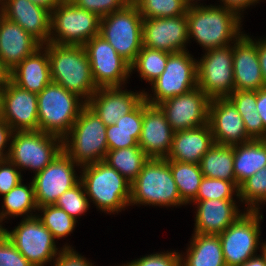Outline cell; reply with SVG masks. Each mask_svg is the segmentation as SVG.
Masks as SVG:
<instances>
[{
    "label": "cell",
    "mask_w": 266,
    "mask_h": 266,
    "mask_svg": "<svg viewBox=\"0 0 266 266\" xmlns=\"http://www.w3.org/2000/svg\"><path fill=\"white\" fill-rule=\"evenodd\" d=\"M185 1V3H186V5L188 6V7H191V6H196L197 4V0L195 1V0H184ZM193 1H195V2H193ZM200 1V0H199ZM195 3V4H194Z\"/></svg>",
    "instance_id": "56"
},
{
    "label": "cell",
    "mask_w": 266,
    "mask_h": 266,
    "mask_svg": "<svg viewBox=\"0 0 266 266\" xmlns=\"http://www.w3.org/2000/svg\"><path fill=\"white\" fill-rule=\"evenodd\" d=\"M143 18L131 1L100 19L99 35L130 65L143 46Z\"/></svg>",
    "instance_id": "7"
},
{
    "label": "cell",
    "mask_w": 266,
    "mask_h": 266,
    "mask_svg": "<svg viewBox=\"0 0 266 266\" xmlns=\"http://www.w3.org/2000/svg\"><path fill=\"white\" fill-rule=\"evenodd\" d=\"M149 157L140 146L108 150L104 162L116 169L130 183L138 176Z\"/></svg>",
    "instance_id": "32"
},
{
    "label": "cell",
    "mask_w": 266,
    "mask_h": 266,
    "mask_svg": "<svg viewBox=\"0 0 266 266\" xmlns=\"http://www.w3.org/2000/svg\"><path fill=\"white\" fill-rule=\"evenodd\" d=\"M54 266H93L85 257L76 253L71 246L64 245L58 257L55 258Z\"/></svg>",
    "instance_id": "47"
},
{
    "label": "cell",
    "mask_w": 266,
    "mask_h": 266,
    "mask_svg": "<svg viewBox=\"0 0 266 266\" xmlns=\"http://www.w3.org/2000/svg\"><path fill=\"white\" fill-rule=\"evenodd\" d=\"M144 93L122 91L121 87H101L92 94L86 105L106 126H111L121 116L131 112L144 99Z\"/></svg>",
    "instance_id": "22"
},
{
    "label": "cell",
    "mask_w": 266,
    "mask_h": 266,
    "mask_svg": "<svg viewBox=\"0 0 266 266\" xmlns=\"http://www.w3.org/2000/svg\"><path fill=\"white\" fill-rule=\"evenodd\" d=\"M256 108L266 128V87L256 90Z\"/></svg>",
    "instance_id": "49"
},
{
    "label": "cell",
    "mask_w": 266,
    "mask_h": 266,
    "mask_svg": "<svg viewBox=\"0 0 266 266\" xmlns=\"http://www.w3.org/2000/svg\"><path fill=\"white\" fill-rule=\"evenodd\" d=\"M95 85L121 87L131 74L130 64L99 34L83 45Z\"/></svg>",
    "instance_id": "14"
},
{
    "label": "cell",
    "mask_w": 266,
    "mask_h": 266,
    "mask_svg": "<svg viewBox=\"0 0 266 266\" xmlns=\"http://www.w3.org/2000/svg\"><path fill=\"white\" fill-rule=\"evenodd\" d=\"M100 19L97 14L76 6L72 1L63 0L51 11L48 43L83 46L99 34Z\"/></svg>",
    "instance_id": "8"
},
{
    "label": "cell",
    "mask_w": 266,
    "mask_h": 266,
    "mask_svg": "<svg viewBox=\"0 0 266 266\" xmlns=\"http://www.w3.org/2000/svg\"><path fill=\"white\" fill-rule=\"evenodd\" d=\"M238 266H266V259L263 254L261 256L256 254Z\"/></svg>",
    "instance_id": "52"
},
{
    "label": "cell",
    "mask_w": 266,
    "mask_h": 266,
    "mask_svg": "<svg viewBox=\"0 0 266 266\" xmlns=\"http://www.w3.org/2000/svg\"><path fill=\"white\" fill-rule=\"evenodd\" d=\"M227 98L241 115L247 134L252 139H266V128L256 108V91L234 90Z\"/></svg>",
    "instance_id": "31"
},
{
    "label": "cell",
    "mask_w": 266,
    "mask_h": 266,
    "mask_svg": "<svg viewBox=\"0 0 266 266\" xmlns=\"http://www.w3.org/2000/svg\"><path fill=\"white\" fill-rule=\"evenodd\" d=\"M239 199L247 210L258 211L259 203L266 202V167L257 171L239 185Z\"/></svg>",
    "instance_id": "38"
},
{
    "label": "cell",
    "mask_w": 266,
    "mask_h": 266,
    "mask_svg": "<svg viewBox=\"0 0 266 266\" xmlns=\"http://www.w3.org/2000/svg\"><path fill=\"white\" fill-rule=\"evenodd\" d=\"M264 167H266V139H252L234 145L233 169L238 186Z\"/></svg>",
    "instance_id": "29"
},
{
    "label": "cell",
    "mask_w": 266,
    "mask_h": 266,
    "mask_svg": "<svg viewBox=\"0 0 266 266\" xmlns=\"http://www.w3.org/2000/svg\"><path fill=\"white\" fill-rule=\"evenodd\" d=\"M43 216H36L41 223L52 233L53 237L60 239L69 235L76 226L77 220L70 217L63 209L55 205H44L38 207Z\"/></svg>",
    "instance_id": "37"
},
{
    "label": "cell",
    "mask_w": 266,
    "mask_h": 266,
    "mask_svg": "<svg viewBox=\"0 0 266 266\" xmlns=\"http://www.w3.org/2000/svg\"><path fill=\"white\" fill-rule=\"evenodd\" d=\"M76 6L97 14L100 18L121 10L131 0H70Z\"/></svg>",
    "instance_id": "42"
},
{
    "label": "cell",
    "mask_w": 266,
    "mask_h": 266,
    "mask_svg": "<svg viewBox=\"0 0 266 266\" xmlns=\"http://www.w3.org/2000/svg\"><path fill=\"white\" fill-rule=\"evenodd\" d=\"M223 2V7H226L228 9H231L238 13L239 15H242L240 12L241 10L244 11L246 7H250V5H253L255 3H259V0H220Z\"/></svg>",
    "instance_id": "50"
},
{
    "label": "cell",
    "mask_w": 266,
    "mask_h": 266,
    "mask_svg": "<svg viewBox=\"0 0 266 266\" xmlns=\"http://www.w3.org/2000/svg\"><path fill=\"white\" fill-rule=\"evenodd\" d=\"M12 135L8 159L18 169L29 168L37 174L63 151V139L55 135L39 130Z\"/></svg>",
    "instance_id": "9"
},
{
    "label": "cell",
    "mask_w": 266,
    "mask_h": 266,
    "mask_svg": "<svg viewBox=\"0 0 266 266\" xmlns=\"http://www.w3.org/2000/svg\"><path fill=\"white\" fill-rule=\"evenodd\" d=\"M208 124L215 144L234 146L252 140L237 108L227 97L210 100Z\"/></svg>",
    "instance_id": "19"
},
{
    "label": "cell",
    "mask_w": 266,
    "mask_h": 266,
    "mask_svg": "<svg viewBox=\"0 0 266 266\" xmlns=\"http://www.w3.org/2000/svg\"><path fill=\"white\" fill-rule=\"evenodd\" d=\"M106 128L107 126L97 114L85 105L71 130L63 138V151L80 168L103 161L109 150Z\"/></svg>",
    "instance_id": "5"
},
{
    "label": "cell",
    "mask_w": 266,
    "mask_h": 266,
    "mask_svg": "<svg viewBox=\"0 0 266 266\" xmlns=\"http://www.w3.org/2000/svg\"><path fill=\"white\" fill-rule=\"evenodd\" d=\"M170 53L142 46L135 61L130 65L131 72L137 69L143 80L152 84L165 70Z\"/></svg>",
    "instance_id": "35"
},
{
    "label": "cell",
    "mask_w": 266,
    "mask_h": 266,
    "mask_svg": "<svg viewBox=\"0 0 266 266\" xmlns=\"http://www.w3.org/2000/svg\"><path fill=\"white\" fill-rule=\"evenodd\" d=\"M143 19L168 18L185 15L188 9L184 0H131Z\"/></svg>",
    "instance_id": "36"
},
{
    "label": "cell",
    "mask_w": 266,
    "mask_h": 266,
    "mask_svg": "<svg viewBox=\"0 0 266 266\" xmlns=\"http://www.w3.org/2000/svg\"><path fill=\"white\" fill-rule=\"evenodd\" d=\"M48 52L52 82L77 94L87 102L98 89L83 46L44 44Z\"/></svg>",
    "instance_id": "2"
},
{
    "label": "cell",
    "mask_w": 266,
    "mask_h": 266,
    "mask_svg": "<svg viewBox=\"0 0 266 266\" xmlns=\"http://www.w3.org/2000/svg\"><path fill=\"white\" fill-rule=\"evenodd\" d=\"M34 4L39 5L50 12L63 0H31Z\"/></svg>",
    "instance_id": "53"
},
{
    "label": "cell",
    "mask_w": 266,
    "mask_h": 266,
    "mask_svg": "<svg viewBox=\"0 0 266 266\" xmlns=\"http://www.w3.org/2000/svg\"><path fill=\"white\" fill-rule=\"evenodd\" d=\"M143 123V100L128 114L121 116L115 123L118 129L125 131H141Z\"/></svg>",
    "instance_id": "46"
},
{
    "label": "cell",
    "mask_w": 266,
    "mask_h": 266,
    "mask_svg": "<svg viewBox=\"0 0 266 266\" xmlns=\"http://www.w3.org/2000/svg\"><path fill=\"white\" fill-rule=\"evenodd\" d=\"M79 98L77 94L51 81L37 94L38 130L62 139L67 136L86 105Z\"/></svg>",
    "instance_id": "6"
},
{
    "label": "cell",
    "mask_w": 266,
    "mask_h": 266,
    "mask_svg": "<svg viewBox=\"0 0 266 266\" xmlns=\"http://www.w3.org/2000/svg\"><path fill=\"white\" fill-rule=\"evenodd\" d=\"M259 211L246 210L225 231L218 234L226 266L241 265L256 255L261 233L259 226L263 219Z\"/></svg>",
    "instance_id": "11"
},
{
    "label": "cell",
    "mask_w": 266,
    "mask_h": 266,
    "mask_svg": "<svg viewBox=\"0 0 266 266\" xmlns=\"http://www.w3.org/2000/svg\"><path fill=\"white\" fill-rule=\"evenodd\" d=\"M13 134V130L10 125L3 119L0 120V161L8 159L10 146L8 151L5 153L4 148L6 147L8 141H10Z\"/></svg>",
    "instance_id": "48"
},
{
    "label": "cell",
    "mask_w": 266,
    "mask_h": 266,
    "mask_svg": "<svg viewBox=\"0 0 266 266\" xmlns=\"http://www.w3.org/2000/svg\"><path fill=\"white\" fill-rule=\"evenodd\" d=\"M55 206L63 209L74 220L89 209V199L83 184L79 182L73 188L64 192L55 202Z\"/></svg>",
    "instance_id": "40"
},
{
    "label": "cell",
    "mask_w": 266,
    "mask_h": 266,
    "mask_svg": "<svg viewBox=\"0 0 266 266\" xmlns=\"http://www.w3.org/2000/svg\"><path fill=\"white\" fill-rule=\"evenodd\" d=\"M197 61V87L210 99L226 98L234 89L233 46L206 50Z\"/></svg>",
    "instance_id": "12"
},
{
    "label": "cell",
    "mask_w": 266,
    "mask_h": 266,
    "mask_svg": "<svg viewBox=\"0 0 266 266\" xmlns=\"http://www.w3.org/2000/svg\"><path fill=\"white\" fill-rule=\"evenodd\" d=\"M141 131H125L118 129L116 124L107 126L106 138L109 150L138 146Z\"/></svg>",
    "instance_id": "41"
},
{
    "label": "cell",
    "mask_w": 266,
    "mask_h": 266,
    "mask_svg": "<svg viewBox=\"0 0 266 266\" xmlns=\"http://www.w3.org/2000/svg\"><path fill=\"white\" fill-rule=\"evenodd\" d=\"M3 209L0 212V223L8 216H22L27 215L25 218L36 216L32 215V209L37 210L38 206L35 200V192L33 182L26 186L22 181L7 194L3 195ZM30 213V214H29ZM29 214V215H28ZM2 225L0 224V229Z\"/></svg>",
    "instance_id": "33"
},
{
    "label": "cell",
    "mask_w": 266,
    "mask_h": 266,
    "mask_svg": "<svg viewBox=\"0 0 266 266\" xmlns=\"http://www.w3.org/2000/svg\"><path fill=\"white\" fill-rule=\"evenodd\" d=\"M18 167L9 159L0 161V195L7 194L16 187L22 180Z\"/></svg>",
    "instance_id": "44"
},
{
    "label": "cell",
    "mask_w": 266,
    "mask_h": 266,
    "mask_svg": "<svg viewBox=\"0 0 266 266\" xmlns=\"http://www.w3.org/2000/svg\"><path fill=\"white\" fill-rule=\"evenodd\" d=\"M2 119L13 132L38 131L37 94L18 87L7 77L2 83Z\"/></svg>",
    "instance_id": "17"
},
{
    "label": "cell",
    "mask_w": 266,
    "mask_h": 266,
    "mask_svg": "<svg viewBox=\"0 0 266 266\" xmlns=\"http://www.w3.org/2000/svg\"><path fill=\"white\" fill-rule=\"evenodd\" d=\"M3 8H2V5H1V7H0V21H1V19L3 18Z\"/></svg>",
    "instance_id": "58"
},
{
    "label": "cell",
    "mask_w": 266,
    "mask_h": 266,
    "mask_svg": "<svg viewBox=\"0 0 266 266\" xmlns=\"http://www.w3.org/2000/svg\"><path fill=\"white\" fill-rule=\"evenodd\" d=\"M197 205L194 233L218 235L240 215L234 200H193Z\"/></svg>",
    "instance_id": "25"
},
{
    "label": "cell",
    "mask_w": 266,
    "mask_h": 266,
    "mask_svg": "<svg viewBox=\"0 0 266 266\" xmlns=\"http://www.w3.org/2000/svg\"><path fill=\"white\" fill-rule=\"evenodd\" d=\"M180 266H226L218 235L194 233Z\"/></svg>",
    "instance_id": "28"
},
{
    "label": "cell",
    "mask_w": 266,
    "mask_h": 266,
    "mask_svg": "<svg viewBox=\"0 0 266 266\" xmlns=\"http://www.w3.org/2000/svg\"><path fill=\"white\" fill-rule=\"evenodd\" d=\"M181 254L178 252H161L141 257L128 262L127 266H180Z\"/></svg>",
    "instance_id": "45"
},
{
    "label": "cell",
    "mask_w": 266,
    "mask_h": 266,
    "mask_svg": "<svg viewBox=\"0 0 266 266\" xmlns=\"http://www.w3.org/2000/svg\"><path fill=\"white\" fill-rule=\"evenodd\" d=\"M233 162L234 146L214 143L202 157L199 166L204 177L236 182Z\"/></svg>",
    "instance_id": "30"
},
{
    "label": "cell",
    "mask_w": 266,
    "mask_h": 266,
    "mask_svg": "<svg viewBox=\"0 0 266 266\" xmlns=\"http://www.w3.org/2000/svg\"><path fill=\"white\" fill-rule=\"evenodd\" d=\"M262 250V254L265 256V259H266V243H263L262 246H261V249Z\"/></svg>",
    "instance_id": "57"
},
{
    "label": "cell",
    "mask_w": 266,
    "mask_h": 266,
    "mask_svg": "<svg viewBox=\"0 0 266 266\" xmlns=\"http://www.w3.org/2000/svg\"><path fill=\"white\" fill-rule=\"evenodd\" d=\"M5 18L21 26L42 45L49 42L51 12L31 0H0Z\"/></svg>",
    "instance_id": "24"
},
{
    "label": "cell",
    "mask_w": 266,
    "mask_h": 266,
    "mask_svg": "<svg viewBox=\"0 0 266 266\" xmlns=\"http://www.w3.org/2000/svg\"><path fill=\"white\" fill-rule=\"evenodd\" d=\"M186 16L188 39L194 38L204 50L231 45L242 35L241 15L226 7L194 5Z\"/></svg>",
    "instance_id": "1"
},
{
    "label": "cell",
    "mask_w": 266,
    "mask_h": 266,
    "mask_svg": "<svg viewBox=\"0 0 266 266\" xmlns=\"http://www.w3.org/2000/svg\"><path fill=\"white\" fill-rule=\"evenodd\" d=\"M7 77L22 89L40 93L52 81L49 56L44 45L20 62Z\"/></svg>",
    "instance_id": "27"
},
{
    "label": "cell",
    "mask_w": 266,
    "mask_h": 266,
    "mask_svg": "<svg viewBox=\"0 0 266 266\" xmlns=\"http://www.w3.org/2000/svg\"><path fill=\"white\" fill-rule=\"evenodd\" d=\"M233 74L235 90L264 88L257 44L247 34H242L233 45Z\"/></svg>",
    "instance_id": "23"
},
{
    "label": "cell",
    "mask_w": 266,
    "mask_h": 266,
    "mask_svg": "<svg viewBox=\"0 0 266 266\" xmlns=\"http://www.w3.org/2000/svg\"><path fill=\"white\" fill-rule=\"evenodd\" d=\"M0 266H33L0 229Z\"/></svg>",
    "instance_id": "43"
},
{
    "label": "cell",
    "mask_w": 266,
    "mask_h": 266,
    "mask_svg": "<svg viewBox=\"0 0 266 266\" xmlns=\"http://www.w3.org/2000/svg\"><path fill=\"white\" fill-rule=\"evenodd\" d=\"M6 78H7V74L0 66V84H2Z\"/></svg>",
    "instance_id": "54"
},
{
    "label": "cell",
    "mask_w": 266,
    "mask_h": 266,
    "mask_svg": "<svg viewBox=\"0 0 266 266\" xmlns=\"http://www.w3.org/2000/svg\"><path fill=\"white\" fill-rule=\"evenodd\" d=\"M170 170L181 200L185 204H189L196 198L204 177L199 164L170 161Z\"/></svg>",
    "instance_id": "34"
},
{
    "label": "cell",
    "mask_w": 266,
    "mask_h": 266,
    "mask_svg": "<svg viewBox=\"0 0 266 266\" xmlns=\"http://www.w3.org/2000/svg\"><path fill=\"white\" fill-rule=\"evenodd\" d=\"M210 98L199 88L158 104L174 132L208 123Z\"/></svg>",
    "instance_id": "16"
},
{
    "label": "cell",
    "mask_w": 266,
    "mask_h": 266,
    "mask_svg": "<svg viewBox=\"0 0 266 266\" xmlns=\"http://www.w3.org/2000/svg\"><path fill=\"white\" fill-rule=\"evenodd\" d=\"M214 145L210 125L174 132L171 149L166 159L199 164L204 154Z\"/></svg>",
    "instance_id": "26"
},
{
    "label": "cell",
    "mask_w": 266,
    "mask_h": 266,
    "mask_svg": "<svg viewBox=\"0 0 266 266\" xmlns=\"http://www.w3.org/2000/svg\"><path fill=\"white\" fill-rule=\"evenodd\" d=\"M80 182L88 199L102 212L115 213L130 205V182L104 161L82 166Z\"/></svg>",
    "instance_id": "4"
},
{
    "label": "cell",
    "mask_w": 266,
    "mask_h": 266,
    "mask_svg": "<svg viewBox=\"0 0 266 266\" xmlns=\"http://www.w3.org/2000/svg\"><path fill=\"white\" fill-rule=\"evenodd\" d=\"M76 164L64 151L33 177L35 200L38 207L54 205L67 190L80 182L76 176ZM79 178V179H78Z\"/></svg>",
    "instance_id": "15"
},
{
    "label": "cell",
    "mask_w": 266,
    "mask_h": 266,
    "mask_svg": "<svg viewBox=\"0 0 266 266\" xmlns=\"http://www.w3.org/2000/svg\"><path fill=\"white\" fill-rule=\"evenodd\" d=\"M234 192H236V196L239 198V186L236 182L203 177L198 194L194 200H233Z\"/></svg>",
    "instance_id": "39"
},
{
    "label": "cell",
    "mask_w": 266,
    "mask_h": 266,
    "mask_svg": "<svg viewBox=\"0 0 266 266\" xmlns=\"http://www.w3.org/2000/svg\"><path fill=\"white\" fill-rule=\"evenodd\" d=\"M257 44V54L260 62L262 77L264 80V85L266 87V38L256 41Z\"/></svg>",
    "instance_id": "51"
},
{
    "label": "cell",
    "mask_w": 266,
    "mask_h": 266,
    "mask_svg": "<svg viewBox=\"0 0 266 266\" xmlns=\"http://www.w3.org/2000/svg\"><path fill=\"white\" fill-rule=\"evenodd\" d=\"M143 46L169 53L185 51L188 43L187 16L143 19Z\"/></svg>",
    "instance_id": "18"
},
{
    "label": "cell",
    "mask_w": 266,
    "mask_h": 266,
    "mask_svg": "<svg viewBox=\"0 0 266 266\" xmlns=\"http://www.w3.org/2000/svg\"><path fill=\"white\" fill-rule=\"evenodd\" d=\"M1 230L33 266H44L60 253L52 233L36 216L23 218L12 231Z\"/></svg>",
    "instance_id": "13"
},
{
    "label": "cell",
    "mask_w": 266,
    "mask_h": 266,
    "mask_svg": "<svg viewBox=\"0 0 266 266\" xmlns=\"http://www.w3.org/2000/svg\"><path fill=\"white\" fill-rule=\"evenodd\" d=\"M130 204L181 206L185 203L166 158H149L138 176L130 183Z\"/></svg>",
    "instance_id": "3"
},
{
    "label": "cell",
    "mask_w": 266,
    "mask_h": 266,
    "mask_svg": "<svg viewBox=\"0 0 266 266\" xmlns=\"http://www.w3.org/2000/svg\"><path fill=\"white\" fill-rule=\"evenodd\" d=\"M197 87V60L187 50L170 53L165 70L152 83L154 96L144 93L148 104L159 103L185 94Z\"/></svg>",
    "instance_id": "10"
},
{
    "label": "cell",
    "mask_w": 266,
    "mask_h": 266,
    "mask_svg": "<svg viewBox=\"0 0 266 266\" xmlns=\"http://www.w3.org/2000/svg\"><path fill=\"white\" fill-rule=\"evenodd\" d=\"M2 119V84H0V120Z\"/></svg>",
    "instance_id": "55"
},
{
    "label": "cell",
    "mask_w": 266,
    "mask_h": 266,
    "mask_svg": "<svg viewBox=\"0 0 266 266\" xmlns=\"http://www.w3.org/2000/svg\"><path fill=\"white\" fill-rule=\"evenodd\" d=\"M174 131L158 105L143 99V123L138 144L149 158H166L170 152Z\"/></svg>",
    "instance_id": "20"
},
{
    "label": "cell",
    "mask_w": 266,
    "mask_h": 266,
    "mask_svg": "<svg viewBox=\"0 0 266 266\" xmlns=\"http://www.w3.org/2000/svg\"><path fill=\"white\" fill-rule=\"evenodd\" d=\"M41 47L42 44L21 26L3 16L0 21V66L6 74Z\"/></svg>",
    "instance_id": "21"
}]
</instances>
